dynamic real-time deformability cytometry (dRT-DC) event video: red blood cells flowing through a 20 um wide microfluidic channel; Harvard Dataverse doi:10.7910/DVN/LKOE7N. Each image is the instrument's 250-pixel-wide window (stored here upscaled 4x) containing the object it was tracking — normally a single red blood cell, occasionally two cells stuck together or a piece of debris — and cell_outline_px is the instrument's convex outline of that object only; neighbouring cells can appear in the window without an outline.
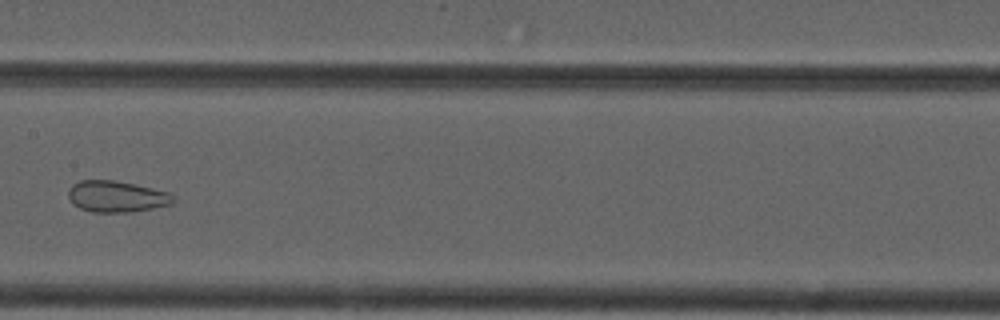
{"species": "common noctule bat (a hibernating species)", "species_latin": "Nyctalus noctula", "temperature_condition": "cold", "stored_images_in_passage": 10, "camera_frame_rate_fps": 3000, "um_per_image_px": 0.085, "animal": {"sex": "male", "forearm_length_mm": 52.5}, "frame": {"image": 1, "passage_image": 9, "time_ms": 9.333, "image_size_px": [1000, 320], "cell_outline_px": [[176, 200], [172, 204], [132, 212], [92, 212], [80, 208], [72, 204], [68, 196], [68, 188], [72, 184], [80, 180], [116, 180], [168, 192]], "centroid_in_image_um": [9.87, 16.7], "position_along_channel_um": 197.5, "area_um2": 19.19}}
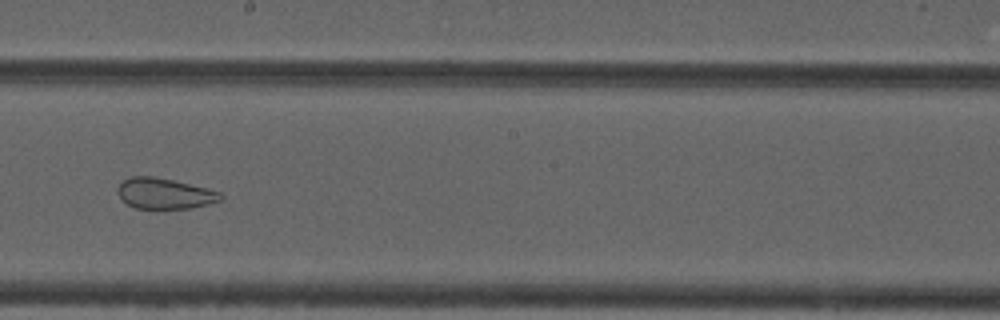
{"frame": {"image": 2, "passage_image": 10, "time_ms": 10.333, "image_size_px": [1000, 320], "cell_outline_px": [[224, 196], [220, 200], [208, 204], [192, 208], [136, 208], [120, 200], [116, 192], [116, 188], [124, 180], [132, 176], [152, 176], [172, 180], [220, 192]], "centroid_in_image_um": [13.93, 16.45], "position_along_channel_um": 234.3, "area_um2": 18.26}}